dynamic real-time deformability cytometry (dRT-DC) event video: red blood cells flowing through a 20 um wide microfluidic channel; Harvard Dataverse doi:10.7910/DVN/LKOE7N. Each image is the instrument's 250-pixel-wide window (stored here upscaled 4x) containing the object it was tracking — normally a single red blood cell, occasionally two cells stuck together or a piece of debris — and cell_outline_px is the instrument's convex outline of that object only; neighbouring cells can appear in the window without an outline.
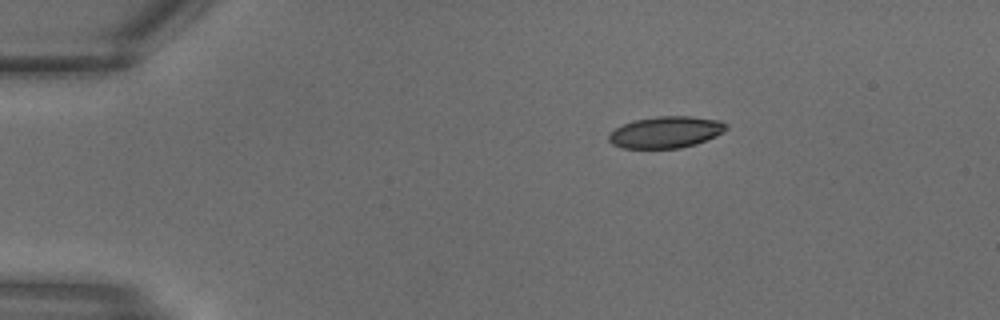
{"species": "common noctule bat (a hibernating species)", "species_latin": "Nyctalus noctula", "temperature_condition": "warm", "stored_images_in_passage": 7, "camera_frame_rate_fps": 3000, "um_per_image_px": 0.085, "animal": {"sex": "male", "body_mass_g": 18.8}, "frame": {"image": 1, "passage_image": 1, "time_ms": 0.0, "image_size_px": [1000, 320], "cell_outline_px": [[728, 128], [724, 132], [716, 136], [696, 144], [680, 148], [620, 148], [612, 144], [608, 140], [608, 136], [616, 128], [632, 120], [656, 116], [688, 116], [720, 120], [728, 124]], "centroid_in_image_um": [56.61, 11.23], "position_along_channel_um": 28.4, "area_um2": 21.73}}
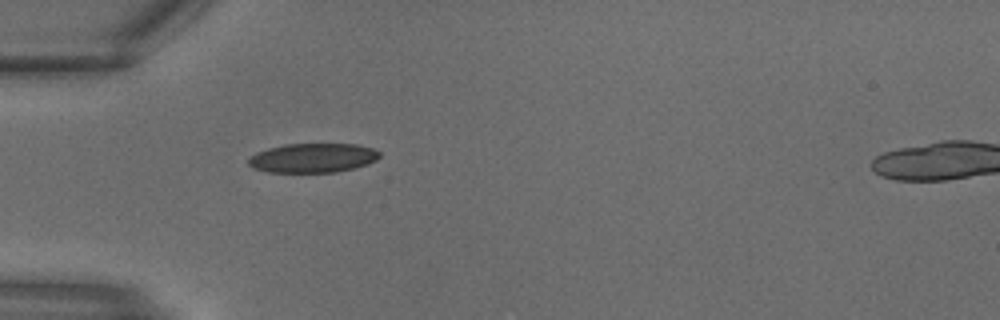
{"frame": {"image": 2, "passage_image": 5, "time_ms": 1.333, "image_size_px": [1000, 320], "cell_outline_px": [[380, 156], [376, 160], [368, 164], [356, 168], [336, 172], [268, 172], [252, 168], [248, 164], [248, 160], [256, 152], [268, 148], [284, 144], [356, 144], [372, 148], [380, 152]], "centroid_in_image_um": [26.6, 13.42], "position_along_channel_um": 58.4, "area_um2": 22.48}}
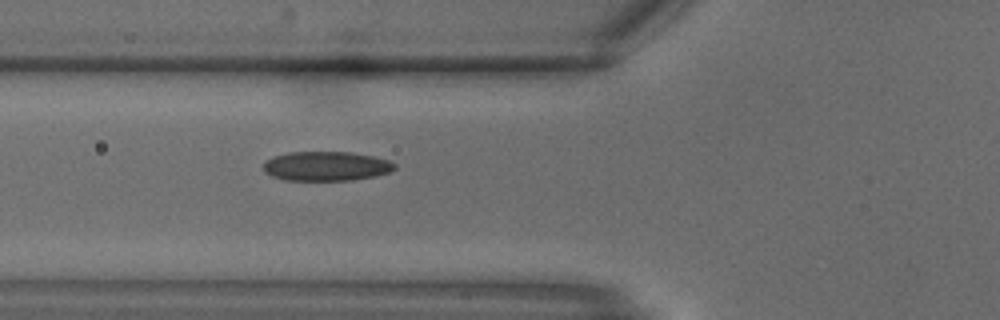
{"frame": {"image": 3, "passage_image": 7, "time_ms": 2.0, "image_size_px": [1000, 320], "cell_outline_px": [[396, 168], [392, 172], [376, 176], [352, 180], [284, 180], [272, 176], [264, 172], [264, 164], [268, 160], [276, 156], [288, 152], [352, 152], [372, 156], [388, 160], [396, 164]], "centroid_in_image_um": [27.77, 14.13], "position_along_channel_um": 98.0, "area_um2": 22.48}}